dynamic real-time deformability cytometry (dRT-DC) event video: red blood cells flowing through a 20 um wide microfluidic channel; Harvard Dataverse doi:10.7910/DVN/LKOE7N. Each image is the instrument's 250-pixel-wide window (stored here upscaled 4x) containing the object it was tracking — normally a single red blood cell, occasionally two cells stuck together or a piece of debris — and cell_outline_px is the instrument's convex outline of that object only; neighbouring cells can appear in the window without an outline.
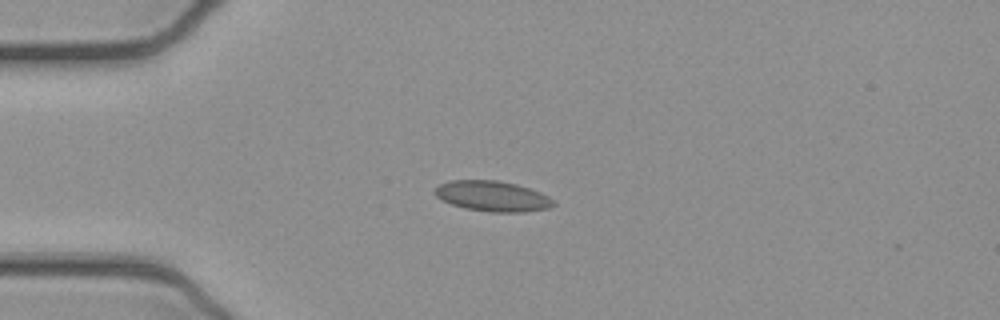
{"species": "common noctule bat (a hibernating species)", "species_latin": "Nyctalus noctula", "temperature_condition": "cold", "stored_images_in_passage": 51, "camera_frame_rate_fps": 3000, "um_per_image_px": 0.085, "animal": {"sex": "female", "body_mass_g": 21.9}, "frame": {"image": 1, "passage_image": 12, "time_ms": 3.667, "image_size_px": [1000, 320], "cell_outline_px": [[556, 204], [548, 208], [524, 212], [492, 212], [464, 208], [440, 200], [432, 192], [440, 184], [452, 180], [496, 180], [516, 184], [540, 192], [548, 196]], "centroid_in_image_um": [41.83, 16.67], "position_along_channel_um": 43.2, "area_um2": 20.98}}
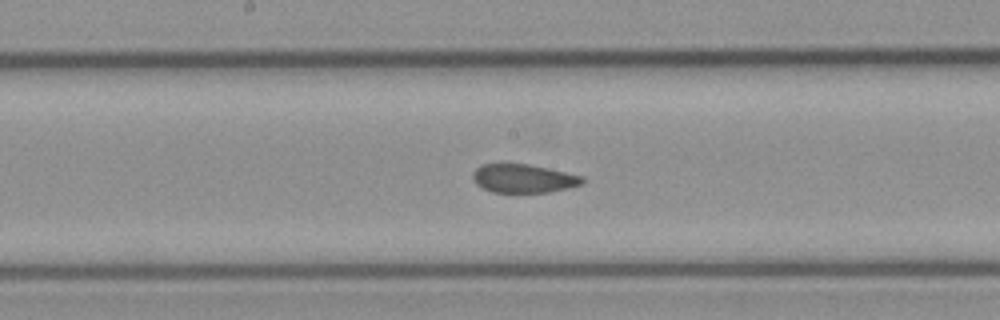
{"frame": {"image": 2, "passage_image": 26, "time_ms": 8.333, "image_size_px": [1000, 320], "cell_outline_px": [[584, 184], [568, 188], [548, 192], [492, 192], [480, 188], [472, 180], [472, 172], [480, 164], [528, 164], [548, 168], [584, 176]], "centroid_in_image_um": [44.47, 15.17], "position_along_channel_um": 203.7, "area_um2": 18.44}}
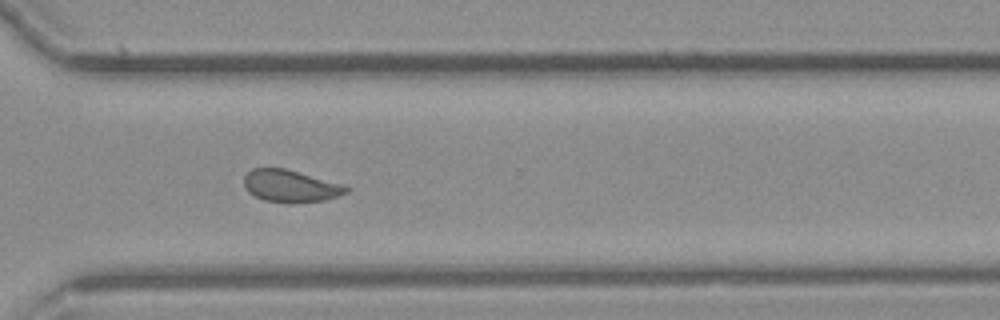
{"frame": {"image": 3, "passage_image": 37, "time_ms": 12.0, "image_size_px": [1000, 320], "cell_outline_px": [[352, 188], [348, 192], [324, 200], [288, 204], [264, 200], [248, 192], [244, 188], [244, 176], [252, 168], [284, 168], [344, 184]], "centroid_in_image_um": [24.7, 15.82], "position_along_channel_um": 345.9, "area_um2": 19.36}, "authors_computed_cell_mechanics": {"area_um2": 19.8832, "velocity_mm_per_s": 3.8952, "shape_relaxation_time_tau1_ms": null, "shape_relaxation_time_tau2_ms": 0.7795, "deformation_change_tau1": null, "deformation_change_tau2": 0.0699}}